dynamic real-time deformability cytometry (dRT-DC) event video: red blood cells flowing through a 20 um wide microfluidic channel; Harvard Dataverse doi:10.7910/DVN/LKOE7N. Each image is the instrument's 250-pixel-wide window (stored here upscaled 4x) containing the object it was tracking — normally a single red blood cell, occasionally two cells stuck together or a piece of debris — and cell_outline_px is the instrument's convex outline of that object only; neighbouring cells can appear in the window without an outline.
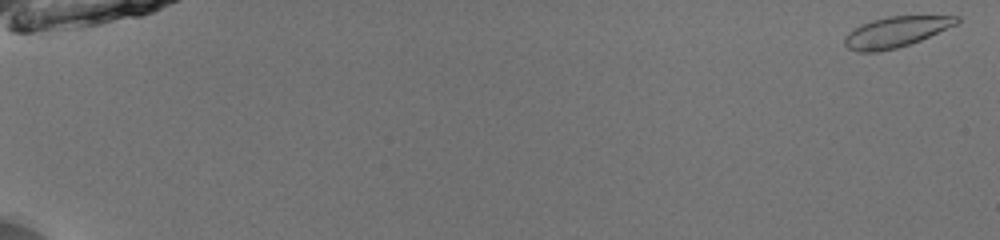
{"species": "common noctule bat (a hibernating species)", "species_latin": "Nyctalus noctula", "temperature_condition": "room temperature", "stored_images_in_passage": 25, "camera_frame_rate_fps": 3000, "um_per_image_px": 0.085, "animal": {"sex": "male", "body_mass_g": 13.0, "forearm_length_mm": 53.1}, "frame": {"image": 1, "passage_image": 1, "time_ms": 0.0, "image_size_px": [1000, 240], "cell_outline_px": [[960, 20], [956, 24], [920, 40], [896, 48], [876, 52], [860, 52], [848, 48], [844, 44], [844, 36], [848, 32], [860, 24], [872, 20], [888, 16], [960, 16]], "centroid_in_image_um": [76.1, 2.71], "position_along_channel_um": 8.9, "area_um2": 19.77}}
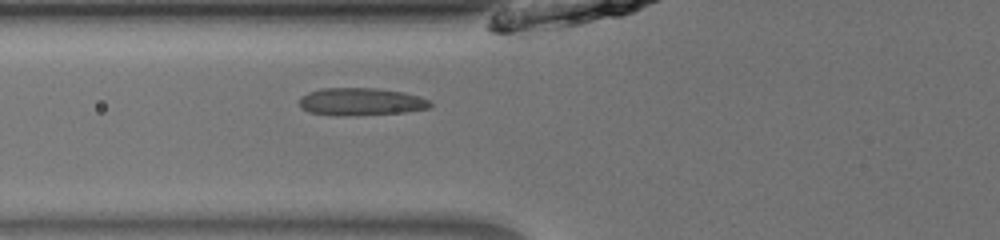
{"frame": {"image": 2, "passage_image": 22, "time_ms": 7.0, "image_size_px": [1000, 240], "cell_outline_px": [[432, 108], [404, 112], [344, 116], [340, 116], [308, 112], [300, 108], [300, 96], [308, 92], [320, 88], [376, 88], [404, 92], [420, 96], [428, 100], [432, 104]], "centroid_in_image_um": [30.67, 8.64], "position_along_channel_um": 95.1, "area_um2": 21.21}}
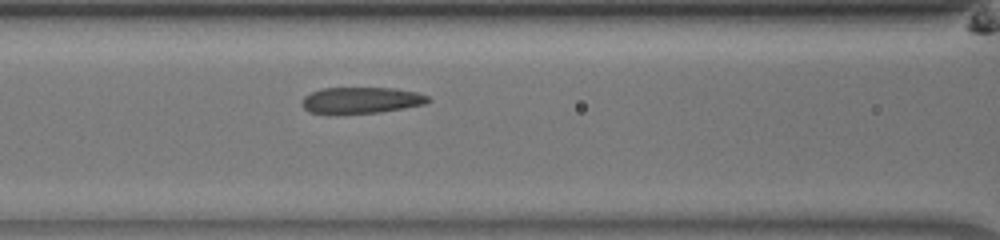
{"frame": {"image": 3, "passage_image": 25, "time_ms": 8.0, "image_size_px": [1000, 240], "cell_outline_px": [[432, 100], [424, 104], [404, 108], [380, 112], [336, 116], [312, 112], [304, 108], [300, 104], [304, 96], [320, 88], [396, 88], [416, 92], [428, 96]], "centroid_in_image_um": [30.66, 8.55], "position_along_channel_um": 135.9, "area_um2": 19.88}}